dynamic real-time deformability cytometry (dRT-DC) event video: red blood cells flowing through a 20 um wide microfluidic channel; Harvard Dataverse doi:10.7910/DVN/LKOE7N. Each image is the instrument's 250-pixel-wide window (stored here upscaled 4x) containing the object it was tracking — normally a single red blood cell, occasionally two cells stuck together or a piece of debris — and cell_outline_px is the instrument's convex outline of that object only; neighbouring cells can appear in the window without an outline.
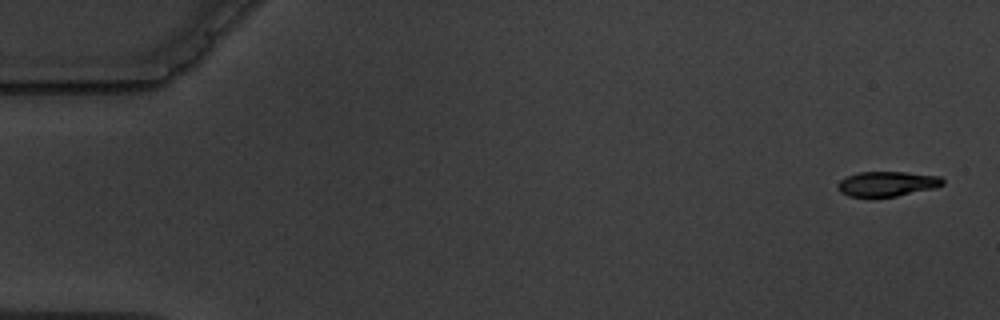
{"species": "common noctule bat (a hibernating species)", "species_latin": "Nyctalus noctula", "temperature_condition": "warm", "stored_images_in_passage": 6, "camera_frame_rate_fps": 3000, "um_per_image_px": 0.085, "animal": {"sex": "male", "body_mass_g": 19.5, "forearm_length_mm": 54.6}, "frame": {"image": 1, "passage_image": 1, "time_ms": 0.0, "image_size_px": [1000, 320], "cell_outline_px": [[944, 184], [932, 188], [896, 196], [848, 196], [840, 192], [836, 188], [836, 184], [844, 176], [860, 172], [904, 172], [940, 176], [944, 180]], "centroid_in_image_um": [75.34, 15.61], "position_along_channel_um": 9.7, "area_um2": 15.14}}
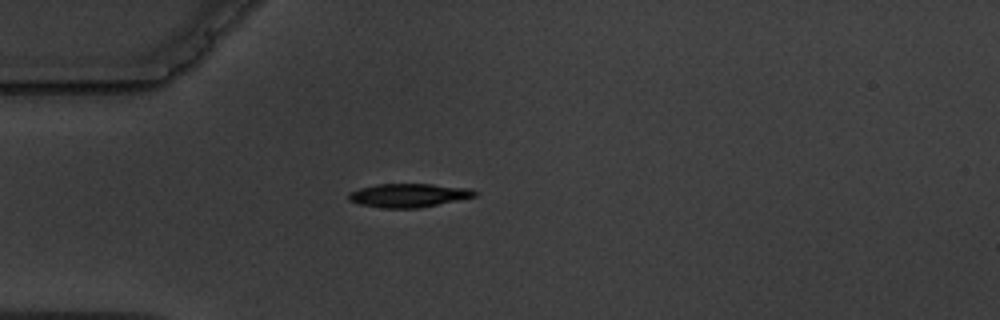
{"frame": {"image": 2, "passage_image": 5, "time_ms": 4.667, "image_size_px": [1000, 320], "cell_outline_px": [[480, 192], [476, 196], [420, 208], [380, 208], [360, 204], [348, 200], [348, 192], [360, 188], [376, 184], [432, 184], [468, 188]], "centroid_in_image_um": [34.72, 16.6], "position_along_channel_um": 50.3, "area_um2": 17.46}}